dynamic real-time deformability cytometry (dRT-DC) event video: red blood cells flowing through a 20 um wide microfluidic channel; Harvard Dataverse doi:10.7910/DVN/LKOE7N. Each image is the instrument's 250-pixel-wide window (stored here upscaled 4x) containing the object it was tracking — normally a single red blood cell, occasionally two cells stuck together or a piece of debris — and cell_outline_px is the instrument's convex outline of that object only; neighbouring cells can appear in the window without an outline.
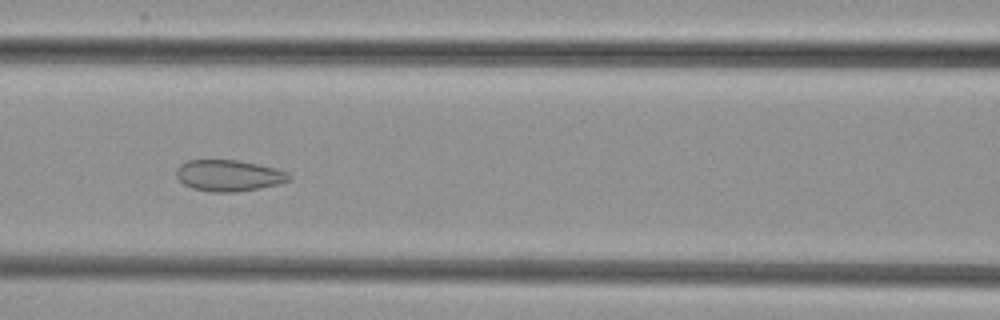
{"species": "common noctule bat (a hibernating species)", "species_latin": "Nyctalus noctula", "temperature_condition": "cold", "stored_images_in_passage": 7, "camera_frame_rate_fps": 3000, "um_per_image_px": 0.085, "animal": {"sex": "female", "body_mass_g": 29.2, "forearm_length_mm": 56.3}, "frame": {"image": 1, "passage_image": 5, "time_ms": 5.333, "image_size_px": [1000, 320], "cell_outline_px": [[292, 176], [288, 180], [276, 184], [260, 188], [236, 192], [212, 192], [192, 188], [184, 184], [176, 176], [176, 168], [180, 164], [188, 160], [236, 160], [276, 168], [288, 172]], "centroid_in_image_um": [19.42, 14.92], "position_along_channel_um": 147.2, "area_um2": 20.46}}
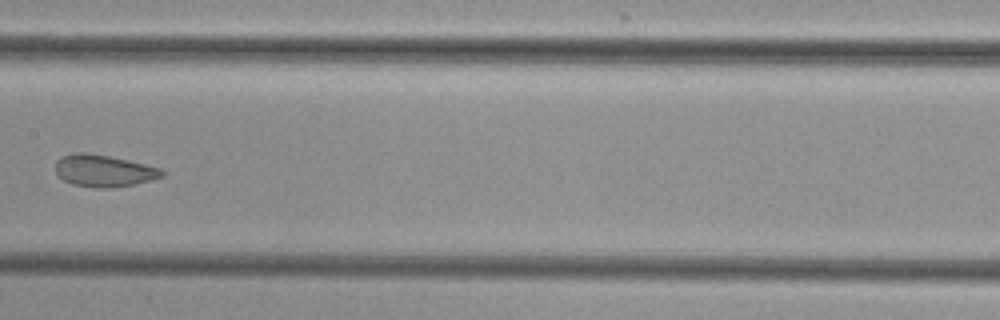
{"frame": {"image": 2, "passage_image": 6, "time_ms": 6.667, "image_size_px": [1000, 320], "cell_outline_px": [[164, 176], [152, 180], [132, 184], [108, 188], [96, 188], [72, 184], [64, 180], [56, 172], [56, 160], [60, 156], [72, 152], [88, 152], [128, 160], [160, 168], [164, 172]], "centroid_in_image_um": [8.79, 14.5], "position_along_channel_um": 198.6, "area_um2": 19.83}}
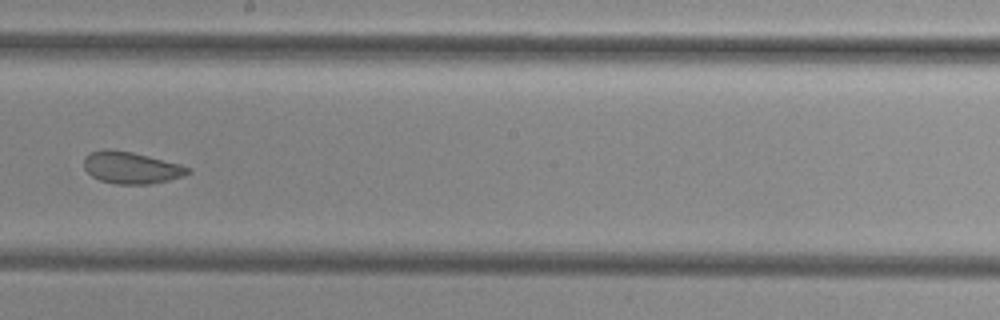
{"frame": {"image": 3, "passage_image": 7, "time_ms": 7.667, "image_size_px": [1000, 320], "cell_outline_px": [[192, 172], [184, 176], [168, 180], [148, 184], [116, 184], [100, 180], [92, 176], [84, 168], [84, 156], [88, 152], [104, 148], [108, 148], [132, 152], [180, 164], [192, 168]], "centroid_in_image_um": [11.14, 14.24], "position_along_channel_um": 237.1, "area_um2": 19.48}}